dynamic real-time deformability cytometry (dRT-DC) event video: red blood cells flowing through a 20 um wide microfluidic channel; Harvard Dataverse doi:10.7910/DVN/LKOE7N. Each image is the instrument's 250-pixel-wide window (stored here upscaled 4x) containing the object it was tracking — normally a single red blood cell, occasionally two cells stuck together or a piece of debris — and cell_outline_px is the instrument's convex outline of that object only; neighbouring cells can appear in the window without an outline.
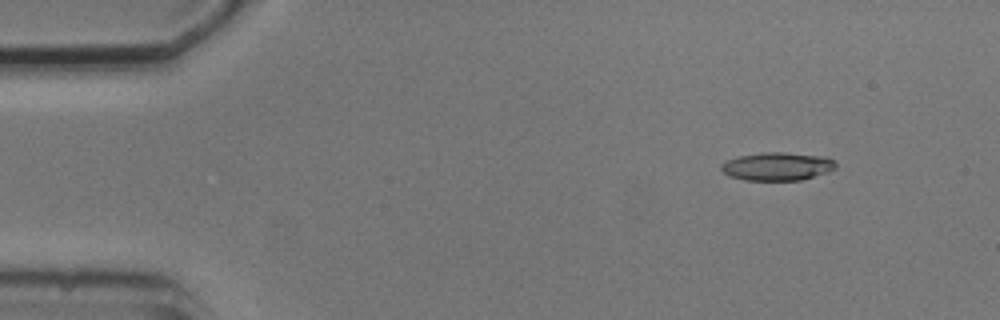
{"species": "common noctule bat (a hibernating species)", "species_latin": "Nyctalus noctula", "temperature_condition": "cold", "stored_images_in_passage": 4, "camera_frame_rate_fps": 3000, "um_per_image_px": 0.085, "animal": {"sex": "male", "body_mass_g": 20.5, "forearm_length_mm": 52.5}, "frame": {"image": 1, "passage_image": 2, "time_ms": 1.0, "image_size_px": [1000, 320], "cell_outline_px": [[836, 168], [828, 172], [800, 180], [744, 180], [732, 176], [724, 172], [720, 168], [720, 164], [728, 160], [740, 156], [764, 152], [784, 152], [828, 156], [836, 164]], "centroid_in_image_um": [66.1, 14.13], "position_along_channel_um": 18.9, "area_um2": 18.73}}
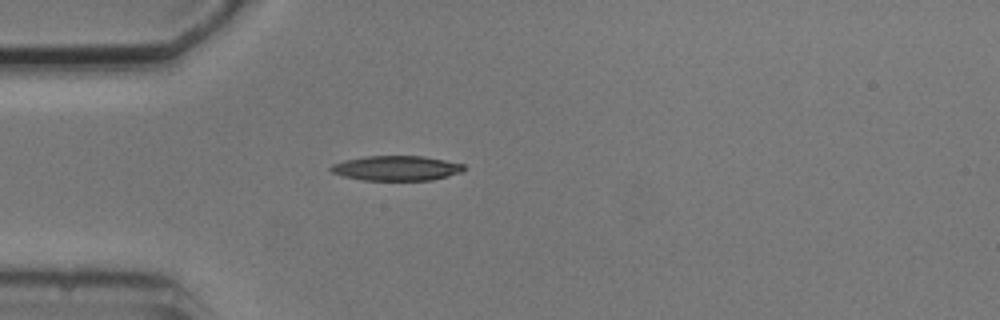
{"frame": {"image": 2, "passage_image": 4, "time_ms": 4.0, "image_size_px": [1000, 320], "cell_outline_px": [[464, 172], [432, 180], [364, 180], [344, 176], [332, 172], [328, 168], [332, 164], [344, 160], [364, 156], [424, 156], [464, 164]], "centroid_in_image_um": [33.7, 14.29], "position_along_channel_um": 51.3, "area_um2": 19.31}}